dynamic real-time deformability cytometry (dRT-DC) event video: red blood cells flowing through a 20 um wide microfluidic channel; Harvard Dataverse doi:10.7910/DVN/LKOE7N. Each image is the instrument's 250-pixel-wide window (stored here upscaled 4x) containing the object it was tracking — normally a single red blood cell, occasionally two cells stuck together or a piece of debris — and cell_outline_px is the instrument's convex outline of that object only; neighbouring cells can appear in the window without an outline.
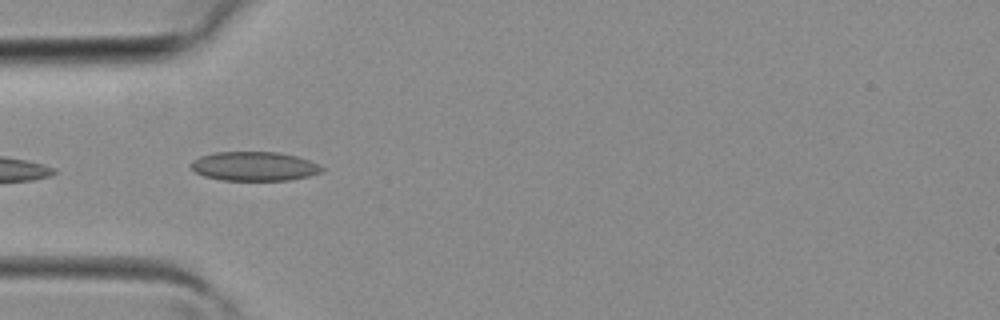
{"species": "common noctule bat (a hibernating species)", "species_latin": "Nyctalus noctula", "temperature_condition": "room temperature", "stored_images_in_passage": 19, "camera_frame_rate_fps": 3000, "um_per_image_px": 0.085, "animal": {"sex": "female", "body_mass_g": 19.3, "forearm_length_mm": 54.1}, "frame": {"image": 1, "passage_image": 1, "time_ms": 0.0, "image_size_px": [1000, 320], "cell_outline_px": [[324, 168], [320, 172], [308, 176], [288, 180], [220, 180], [204, 176], [196, 172], [192, 168], [192, 160], [200, 156], [216, 152], [280, 152], [296, 156], [320, 164]], "centroid_in_image_um": [21.61, 14.13], "position_along_channel_um": 63.4, "area_um2": 22.14}}